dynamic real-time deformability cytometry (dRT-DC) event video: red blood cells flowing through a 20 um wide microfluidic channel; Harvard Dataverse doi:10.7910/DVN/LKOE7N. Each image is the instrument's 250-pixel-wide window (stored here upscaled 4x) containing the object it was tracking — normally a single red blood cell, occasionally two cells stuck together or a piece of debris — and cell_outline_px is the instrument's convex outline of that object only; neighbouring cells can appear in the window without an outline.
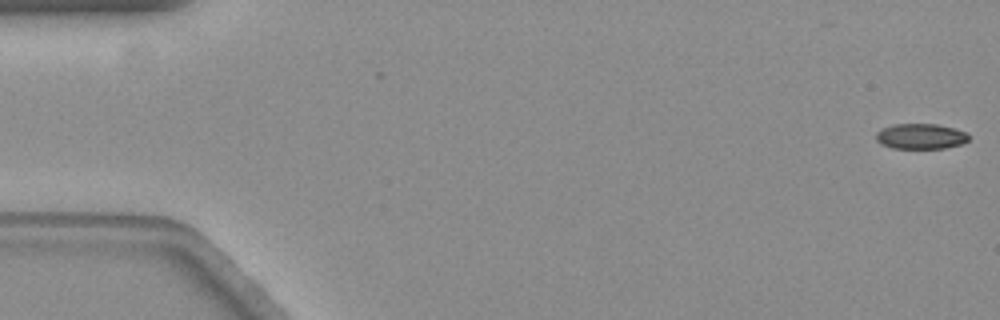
{"species": "common noctule bat (a hibernating species)", "species_latin": "Nyctalus noctula", "temperature_condition": "warm", "stored_images_in_passage": 2, "camera_frame_rate_fps": 3000, "um_per_image_px": 0.085, "animal": {"sex": "female", "body_mass_g": 19.3, "forearm_length_mm": 54.1}, "frame": {"image": 1, "passage_image": 2, "time_ms": 0.333, "image_size_px": [1000, 320], "cell_outline_px": [[968, 140], [960, 144], [944, 148], [892, 148], [880, 144], [876, 140], [876, 132], [884, 128], [896, 124], [936, 124], [952, 128], [964, 132], [968, 136]], "centroid_in_image_um": [78.21, 11.59], "position_along_channel_um": 6.8, "area_um2": 13.47}}